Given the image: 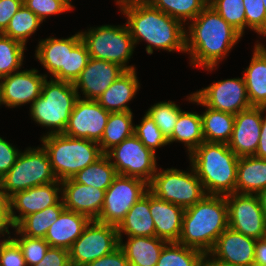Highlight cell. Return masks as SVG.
<instances>
[{
	"label": "cell",
	"mask_w": 266,
	"mask_h": 266,
	"mask_svg": "<svg viewBox=\"0 0 266 266\" xmlns=\"http://www.w3.org/2000/svg\"><path fill=\"white\" fill-rule=\"evenodd\" d=\"M26 46L0 33V78L20 71Z\"/></svg>",
	"instance_id": "obj_38"
},
{
	"label": "cell",
	"mask_w": 266,
	"mask_h": 266,
	"mask_svg": "<svg viewBox=\"0 0 266 266\" xmlns=\"http://www.w3.org/2000/svg\"><path fill=\"white\" fill-rule=\"evenodd\" d=\"M3 175L0 173V188H3Z\"/></svg>",
	"instance_id": "obj_55"
},
{
	"label": "cell",
	"mask_w": 266,
	"mask_h": 266,
	"mask_svg": "<svg viewBox=\"0 0 266 266\" xmlns=\"http://www.w3.org/2000/svg\"><path fill=\"white\" fill-rule=\"evenodd\" d=\"M186 97L189 102L206 107V111L201 114L204 141L228 143L232 136L235 115L207 107L194 93Z\"/></svg>",
	"instance_id": "obj_27"
},
{
	"label": "cell",
	"mask_w": 266,
	"mask_h": 266,
	"mask_svg": "<svg viewBox=\"0 0 266 266\" xmlns=\"http://www.w3.org/2000/svg\"><path fill=\"white\" fill-rule=\"evenodd\" d=\"M115 167L106 154L76 173L71 179L96 189L107 190L117 176Z\"/></svg>",
	"instance_id": "obj_33"
},
{
	"label": "cell",
	"mask_w": 266,
	"mask_h": 266,
	"mask_svg": "<svg viewBox=\"0 0 266 266\" xmlns=\"http://www.w3.org/2000/svg\"><path fill=\"white\" fill-rule=\"evenodd\" d=\"M65 209L96 220L102 211L106 190L74 182L71 178L61 181Z\"/></svg>",
	"instance_id": "obj_21"
},
{
	"label": "cell",
	"mask_w": 266,
	"mask_h": 266,
	"mask_svg": "<svg viewBox=\"0 0 266 266\" xmlns=\"http://www.w3.org/2000/svg\"><path fill=\"white\" fill-rule=\"evenodd\" d=\"M109 115L96 100L78 98L63 134L99 143Z\"/></svg>",
	"instance_id": "obj_16"
},
{
	"label": "cell",
	"mask_w": 266,
	"mask_h": 266,
	"mask_svg": "<svg viewBox=\"0 0 266 266\" xmlns=\"http://www.w3.org/2000/svg\"><path fill=\"white\" fill-rule=\"evenodd\" d=\"M204 253L178 242H168L156 266H203Z\"/></svg>",
	"instance_id": "obj_35"
},
{
	"label": "cell",
	"mask_w": 266,
	"mask_h": 266,
	"mask_svg": "<svg viewBox=\"0 0 266 266\" xmlns=\"http://www.w3.org/2000/svg\"><path fill=\"white\" fill-rule=\"evenodd\" d=\"M116 4L127 18L135 46L143 40L148 43L145 51L149 55L153 54V48L186 53V27L179 20L146 0H116Z\"/></svg>",
	"instance_id": "obj_1"
},
{
	"label": "cell",
	"mask_w": 266,
	"mask_h": 266,
	"mask_svg": "<svg viewBox=\"0 0 266 266\" xmlns=\"http://www.w3.org/2000/svg\"><path fill=\"white\" fill-rule=\"evenodd\" d=\"M153 7L179 20L185 25L191 22L207 5L209 0H146Z\"/></svg>",
	"instance_id": "obj_37"
},
{
	"label": "cell",
	"mask_w": 266,
	"mask_h": 266,
	"mask_svg": "<svg viewBox=\"0 0 266 266\" xmlns=\"http://www.w3.org/2000/svg\"><path fill=\"white\" fill-rule=\"evenodd\" d=\"M256 241L229 227L217 238L209 252L215 259L239 266L254 265Z\"/></svg>",
	"instance_id": "obj_22"
},
{
	"label": "cell",
	"mask_w": 266,
	"mask_h": 266,
	"mask_svg": "<svg viewBox=\"0 0 266 266\" xmlns=\"http://www.w3.org/2000/svg\"><path fill=\"white\" fill-rule=\"evenodd\" d=\"M264 112H266V108L262 107L261 134H260L257 151L254 156L258 158L266 159V113Z\"/></svg>",
	"instance_id": "obj_51"
},
{
	"label": "cell",
	"mask_w": 266,
	"mask_h": 266,
	"mask_svg": "<svg viewBox=\"0 0 266 266\" xmlns=\"http://www.w3.org/2000/svg\"><path fill=\"white\" fill-rule=\"evenodd\" d=\"M229 228L255 240L266 237V218L257 195H225Z\"/></svg>",
	"instance_id": "obj_14"
},
{
	"label": "cell",
	"mask_w": 266,
	"mask_h": 266,
	"mask_svg": "<svg viewBox=\"0 0 266 266\" xmlns=\"http://www.w3.org/2000/svg\"><path fill=\"white\" fill-rule=\"evenodd\" d=\"M78 98L73 83L46 78L41 95L30 104L31 119L49 128L44 135L64 133Z\"/></svg>",
	"instance_id": "obj_7"
},
{
	"label": "cell",
	"mask_w": 266,
	"mask_h": 266,
	"mask_svg": "<svg viewBox=\"0 0 266 266\" xmlns=\"http://www.w3.org/2000/svg\"><path fill=\"white\" fill-rule=\"evenodd\" d=\"M42 23L38 16L23 4L2 34L26 46L28 38L36 33Z\"/></svg>",
	"instance_id": "obj_36"
},
{
	"label": "cell",
	"mask_w": 266,
	"mask_h": 266,
	"mask_svg": "<svg viewBox=\"0 0 266 266\" xmlns=\"http://www.w3.org/2000/svg\"><path fill=\"white\" fill-rule=\"evenodd\" d=\"M72 9L74 8V6L72 5V0H64Z\"/></svg>",
	"instance_id": "obj_56"
},
{
	"label": "cell",
	"mask_w": 266,
	"mask_h": 266,
	"mask_svg": "<svg viewBox=\"0 0 266 266\" xmlns=\"http://www.w3.org/2000/svg\"><path fill=\"white\" fill-rule=\"evenodd\" d=\"M208 4L243 36L246 28L243 0H209Z\"/></svg>",
	"instance_id": "obj_40"
},
{
	"label": "cell",
	"mask_w": 266,
	"mask_h": 266,
	"mask_svg": "<svg viewBox=\"0 0 266 266\" xmlns=\"http://www.w3.org/2000/svg\"><path fill=\"white\" fill-rule=\"evenodd\" d=\"M89 222L90 219L86 215L64 209L48 229L44 239L50 247L69 250Z\"/></svg>",
	"instance_id": "obj_26"
},
{
	"label": "cell",
	"mask_w": 266,
	"mask_h": 266,
	"mask_svg": "<svg viewBox=\"0 0 266 266\" xmlns=\"http://www.w3.org/2000/svg\"><path fill=\"white\" fill-rule=\"evenodd\" d=\"M15 238L12 237L20 246L27 266L38 264L45 256L46 251L49 249V243L44 238H36L22 235L15 227Z\"/></svg>",
	"instance_id": "obj_42"
},
{
	"label": "cell",
	"mask_w": 266,
	"mask_h": 266,
	"mask_svg": "<svg viewBox=\"0 0 266 266\" xmlns=\"http://www.w3.org/2000/svg\"><path fill=\"white\" fill-rule=\"evenodd\" d=\"M168 242L154 237H128L126 242L119 239V247L123 250L130 266H156L163 247Z\"/></svg>",
	"instance_id": "obj_28"
},
{
	"label": "cell",
	"mask_w": 266,
	"mask_h": 266,
	"mask_svg": "<svg viewBox=\"0 0 266 266\" xmlns=\"http://www.w3.org/2000/svg\"><path fill=\"white\" fill-rule=\"evenodd\" d=\"M229 227L228 207L224 195H206L186 208L178 243L209 253L217 238Z\"/></svg>",
	"instance_id": "obj_3"
},
{
	"label": "cell",
	"mask_w": 266,
	"mask_h": 266,
	"mask_svg": "<svg viewBox=\"0 0 266 266\" xmlns=\"http://www.w3.org/2000/svg\"><path fill=\"white\" fill-rule=\"evenodd\" d=\"M117 174L150 183L157 171L156 154L133 134L106 153ZM115 160V161H114Z\"/></svg>",
	"instance_id": "obj_11"
},
{
	"label": "cell",
	"mask_w": 266,
	"mask_h": 266,
	"mask_svg": "<svg viewBox=\"0 0 266 266\" xmlns=\"http://www.w3.org/2000/svg\"><path fill=\"white\" fill-rule=\"evenodd\" d=\"M187 24L186 53L190 55V65L206 71L212 72L243 37L209 4Z\"/></svg>",
	"instance_id": "obj_2"
},
{
	"label": "cell",
	"mask_w": 266,
	"mask_h": 266,
	"mask_svg": "<svg viewBox=\"0 0 266 266\" xmlns=\"http://www.w3.org/2000/svg\"><path fill=\"white\" fill-rule=\"evenodd\" d=\"M262 107L252 106L235 115L228 147L240 158L254 156L261 134Z\"/></svg>",
	"instance_id": "obj_20"
},
{
	"label": "cell",
	"mask_w": 266,
	"mask_h": 266,
	"mask_svg": "<svg viewBox=\"0 0 266 266\" xmlns=\"http://www.w3.org/2000/svg\"><path fill=\"white\" fill-rule=\"evenodd\" d=\"M59 181L55 176L47 151L28 147L20 152L15 164L3 177V189L9 197L29 188Z\"/></svg>",
	"instance_id": "obj_10"
},
{
	"label": "cell",
	"mask_w": 266,
	"mask_h": 266,
	"mask_svg": "<svg viewBox=\"0 0 266 266\" xmlns=\"http://www.w3.org/2000/svg\"><path fill=\"white\" fill-rule=\"evenodd\" d=\"M181 108L174 101H162L153 104L146 114L150 116L159 127L165 137L168 139L175 128Z\"/></svg>",
	"instance_id": "obj_39"
},
{
	"label": "cell",
	"mask_w": 266,
	"mask_h": 266,
	"mask_svg": "<svg viewBox=\"0 0 266 266\" xmlns=\"http://www.w3.org/2000/svg\"><path fill=\"white\" fill-rule=\"evenodd\" d=\"M188 157L207 195L236 193L239 157L227 143L204 141Z\"/></svg>",
	"instance_id": "obj_4"
},
{
	"label": "cell",
	"mask_w": 266,
	"mask_h": 266,
	"mask_svg": "<svg viewBox=\"0 0 266 266\" xmlns=\"http://www.w3.org/2000/svg\"><path fill=\"white\" fill-rule=\"evenodd\" d=\"M33 266H71L69 250L49 247L44 258L38 264Z\"/></svg>",
	"instance_id": "obj_47"
},
{
	"label": "cell",
	"mask_w": 266,
	"mask_h": 266,
	"mask_svg": "<svg viewBox=\"0 0 266 266\" xmlns=\"http://www.w3.org/2000/svg\"><path fill=\"white\" fill-rule=\"evenodd\" d=\"M203 266H239V265L222 262L218 259H215L210 253H206L203 258Z\"/></svg>",
	"instance_id": "obj_53"
},
{
	"label": "cell",
	"mask_w": 266,
	"mask_h": 266,
	"mask_svg": "<svg viewBox=\"0 0 266 266\" xmlns=\"http://www.w3.org/2000/svg\"><path fill=\"white\" fill-rule=\"evenodd\" d=\"M80 31L81 39L91 58L119 64L125 70H134L127 65L135 47L133 38L126 25H102Z\"/></svg>",
	"instance_id": "obj_8"
},
{
	"label": "cell",
	"mask_w": 266,
	"mask_h": 266,
	"mask_svg": "<svg viewBox=\"0 0 266 266\" xmlns=\"http://www.w3.org/2000/svg\"><path fill=\"white\" fill-rule=\"evenodd\" d=\"M118 237L155 236V225L150 213V192L148 191L127 212L124 219L117 226Z\"/></svg>",
	"instance_id": "obj_29"
},
{
	"label": "cell",
	"mask_w": 266,
	"mask_h": 266,
	"mask_svg": "<svg viewBox=\"0 0 266 266\" xmlns=\"http://www.w3.org/2000/svg\"><path fill=\"white\" fill-rule=\"evenodd\" d=\"M23 5V0H0V33L9 25L10 19Z\"/></svg>",
	"instance_id": "obj_49"
},
{
	"label": "cell",
	"mask_w": 266,
	"mask_h": 266,
	"mask_svg": "<svg viewBox=\"0 0 266 266\" xmlns=\"http://www.w3.org/2000/svg\"><path fill=\"white\" fill-rule=\"evenodd\" d=\"M266 188V159L240 157L237 167L236 193L257 195Z\"/></svg>",
	"instance_id": "obj_30"
},
{
	"label": "cell",
	"mask_w": 266,
	"mask_h": 266,
	"mask_svg": "<svg viewBox=\"0 0 266 266\" xmlns=\"http://www.w3.org/2000/svg\"><path fill=\"white\" fill-rule=\"evenodd\" d=\"M10 227L12 228L10 197L3 188H0V237L11 234L9 231Z\"/></svg>",
	"instance_id": "obj_48"
},
{
	"label": "cell",
	"mask_w": 266,
	"mask_h": 266,
	"mask_svg": "<svg viewBox=\"0 0 266 266\" xmlns=\"http://www.w3.org/2000/svg\"><path fill=\"white\" fill-rule=\"evenodd\" d=\"M35 58L50 73V78L73 83L90 59L80 32L67 38L49 37L39 41Z\"/></svg>",
	"instance_id": "obj_5"
},
{
	"label": "cell",
	"mask_w": 266,
	"mask_h": 266,
	"mask_svg": "<svg viewBox=\"0 0 266 266\" xmlns=\"http://www.w3.org/2000/svg\"><path fill=\"white\" fill-rule=\"evenodd\" d=\"M189 167L191 171L187 172L177 168L157 169L148 184L149 192L183 209L195 205L207 194L193 167Z\"/></svg>",
	"instance_id": "obj_9"
},
{
	"label": "cell",
	"mask_w": 266,
	"mask_h": 266,
	"mask_svg": "<svg viewBox=\"0 0 266 266\" xmlns=\"http://www.w3.org/2000/svg\"><path fill=\"white\" fill-rule=\"evenodd\" d=\"M85 266H130L129 262L123 252V250L118 247L112 253L100 257Z\"/></svg>",
	"instance_id": "obj_50"
},
{
	"label": "cell",
	"mask_w": 266,
	"mask_h": 266,
	"mask_svg": "<svg viewBox=\"0 0 266 266\" xmlns=\"http://www.w3.org/2000/svg\"><path fill=\"white\" fill-rule=\"evenodd\" d=\"M125 71L119 64L90 57L74 82L78 97L81 98L82 92L83 99L96 100Z\"/></svg>",
	"instance_id": "obj_19"
},
{
	"label": "cell",
	"mask_w": 266,
	"mask_h": 266,
	"mask_svg": "<svg viewBox=\"0 0 266 266\" xmlns=\"http://www.w3.org/2000/svg\"><path fill=\"white\" fill-rule=\"evenodd\" d=\"M119 247L117 227L90 220L69 249L71 266H85Z\"/></svg>",
	"instance_id": "obj_12"
},
{
	"label": "cell",
	"mask_w": 266,
	"mask_h": 266,
	"mask_svg": "<svg viewBox=\"0 0 266 266\" xmlns=\"http://www.w3.org/2000/svg\"><path fill=\"white\" fill-rule=\"evenodd\" d=\"M185 209L163 201L150 193V213L155 225V236L167 242H178Z\"/></svg>",
	"instance_id": "obj_23"
},
{
	"label": "cell",
	"mask_w": 266,
	"mask_h": 266,
	"mask_svg": "<svg viewBox=\"0 0 266 266\" xmlns=\"http://www.w3.org/2000/svg\"><path fill=\"white\" fill-rule=\"evenodd\" d=\"M39 70H20L0 78V106L16 108L33 103L41 95L47 74Z\"/></svg>",
	"instance_id": "obj_17"
},
{
	"label": "cell",
	"mask_w": 266,
	"mask_h": 266,
	"mask_svg": "<svg viewBox=\"0 0 266 266\" xmlns=\"http://www.w3.org/2000/svg\"><path fill=\"white\" fill-rule=\"evenodd\" d=\"M134 134L145 147L156 153L157 148L169 145L168 139L155 124L154 120L146 113L140 124L135 125Z\"/></svg>",
	"instance_id": "obj_41"
},
{
	"label": "cell",
	"mask_w": 266,
	"mask_h": 266,
	"mask_svg": "<svg viewBox=\"0 0 266 266\" xmlns=\"http://www.w3.org/2000/svg\"><path fill=\"white\" fill-rule=\"evenodd\" d=\"M23 4L43 22L51 15L72 10L64 0H24Z\"/></svg>",
	"instance_id": "obj_44"
},
{
	"label": "cell",
	"mask_w": 266,
	"mask_h": 266,
	"mask_svg": "<svg viewBox=\"0 0 266 266\" xmlns=\"http://www.w3.org/2000/svg\"><path fill=\"white\" fill-rule=\"evenodd\" d=\"M148 191V183L144 180L118 174L105 192L102 211L96 221L117 227Z\"/></svg>",
	"instance_id": "obj_13"
},
{
	"label": "cell",
	"mask_w": 266,
	"mask_h": 266,
	"mask_svg": "<svg viewBox=\"0 0 266 266\" xmlns=\"http://www.w3.org/2000/svg\"><path fill=\"white\" fill-rule=\"evenodd\" d=\"M140 89L136 69L122 73L96 101L108 112H132L128 102L132 101Z\"/></svg>",
	"instance_id": "obj_24"
},
{
	"label": "cell",
	"mask_w": 266,
	"mask_h": 266,
	"mask_svg": "<svg viewBox=\"0 0 266 266\" xmlns=\"http://www.w3.org/2000/svg\"><path fill=\"white\" fill-rule=\"evenodd\" d=\"M263 214L266 218V188L257 194Z\"/></svg>",
	"instance_id": "obj_54"
},
{
	"label": "cell",
	"mask_w": 266,
	"mask_h": 266,
	"mask_svg": "<svg viewBox=\"0 0 266 266\" xmlns=\"http://www.w3.org/2000/svg\"><path fill=\"white\" fill-rule=\"evenodd\" d=\"M40 139L59 181L73 177L103 155L98 142L85 138L60 133L43 135Z\"/></svg>",
	"instance_id": "obj_6"
},
{
	"label": "cell",
	"mask_w": 266,
	"mask_h": 266,
	"mask_svg": "<svg viewBox=\"0 0 266 266\" xmlns=\"http://www.w3.org/2000/svg\"><path fill=\"white\" fill-rule=\"evenodd\" d=\"M256 42L250 64L242 72L251 106L266 108V47Z\"/></svg>",
	"instance_id": "obj_25"
},
{
	"label": "cell",
	"mask_w": 266,
	"mask_h": 266,
	"mask_svg": "<svg viewBox=\"0 0 266 266\" xmlns=\"http://www.w3.org/2000/svg\"><path fill=\"white\" fill-rule=\"evenodd\" d=\"M3 237V240H0V266H27L18 243L10 234Z\"/></svg>",
	"instance_id": "obj_45"
},
{
	"label": "cell",
	"mask_w": 266,
	"mask_h": 266,
	"mask_svg": "<svg viewBox=\"0 0 266 266\" xmlns=\"http://www.w3.org/2000/svg\"><path fill=\"white\" fill-rule=\"evenodd\" d=\"M61 181L35 186L15 193L10 197L12 228L24 217L57 204L62 199ZM15 210L19 212L16 215Z\"/></svg>",
	"instance_id": "obj_18"
},
{
	"label": "cell",
	"mask_w": 266,
	"mask_h": 266,
	"mask_svg": "<svg viewBox=\"0 0 266 266\" xmlns=\"http://www.w3.org/2000/svg\"><path fill=\"white\" fill-rule=\"evenodd\" d=\"M168 142H182L187 148L188 155L193 152L204 142L201 114L182 111Z\"/></svg>",
	"instance_id": "obj_31"
},
{
	"label": "cell",
	"mask_w": 266,
	"mask_h": 266,
	"mask_svg": "<svg viewBox=\"0 0 266 266\" xmlns=\"http://www.w3.org/2000/svg\"><path fill=\"white\" fill-rule=\"evenodd\" d=\"M194 94L209 108L236 115L251 106L244 77L219 80Z\"/></svg>",
	"instance_id": "obj_15"
},
{
	"label": "cell",
	"mask_w": 266,
	"mask_h": 266,
	"mask_svg": "<svg viewBox=\"0 0 266 266\" xmlns=\"http://www.w3.org/2000/svg\"><path fill=\"white\" fill-rule=\"evenodd\" d=\"M133 112L110 113L104 133L98 143L103 154L134 134Z\"/></svg>",
	"instance_id": "obj_32"
},
{
	"label": "cell",
	"mask_w": 266,
	"mask_h": 266,
	"mask_svg": "<svg viewBox=\"0 0 266 266\" xmlns=\"http://www.w3.org/2000/svg\"><path fill=\"white\" fill-rule=\"evenodd\" d=\"M254 265L266 266V237L256 241Z\"/></svg>",
	"instance_id": "obj_52"
},
{
	"label": "cell",
	"mask_w": 266,
	"mask_h": 266,
	"mask_svg": "<svg viewBox=\"0 0 266 266\" xmlns=\"http://www.w3.org/2000/svg\"><path fill=\"white\" fill-rule=\"evenodd\" d=\"M262 1H263V5H264V7L266 9V0H262Z\"/></svg>",
	"instance_id": "obj_57"
},
{
	"label": "cell",
	"mask_w": 266,
	"mask_h": 266,
	"mask_svg": "<svg viewBox=\"0 0 266 266\" xmlns=\"http://www.w3.org/2000/svg\"><path fill=\"white\" fill-rule=\"evenodd\" d=\"M20 150L0 137V173L4 176L15 164Z\"/></svg>",
	"instance_id": "obj_46"
},
{
	"label": "cell",
	"mask_w": 266,
	"mask_h": 266,
	"mask_svg": "<svg viewBox=\"0 0 266 266\" xmlns=\"http://www.w3.org/2000/svg\"><path fill=\"white\" fill-rule=\"evenodd\" d=\"M65 209L63 200L46 209L24 217L15 228L25 236L45 238L48 229L57 221Z\"/></svg>",
	"instance_id": "obj_34"
},
{
	"label": "cell",
	"mask_w": 266,
	"mask_h": 266,
	"mask_svg": "<svg viewBox=\"0 0 266 266\" xmlns=\"http://www.w3.org/2000/svg\"><path fill=\"white\" fill-rule=\"evenodd\" d=\"M246 28L266 37V9L262 0H243Z\"/></svg>",
	"instance_id": "obj_43"
}]
</instances>
